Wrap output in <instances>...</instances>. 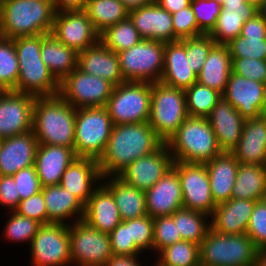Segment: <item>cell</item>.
Returning <instances> with one entry per match:
<instances>
[{"label":"cell","mask_w":266,"mask_h":266,"mask_svg":"<svg viewBox=\"0 0 266 266\" xmlns=\"http://www.w3.org/2000/svg\"><path fill=\"white\" fill-rule=\"evenodd\" d=\"M70 255L75 266H105L113 256L107 233L91 227L83 219L69 222Z\"/></svg>","instance_id":"8fae6325"},{"label":"cell","mask_w":266,"mask_h":266,"mask_svg":"<svg viewBox=\"0 0 266 266\" xmlns=\"http://www.w3.org/2000/svg\"><path fill=\"white\" fill-rule=\"evenodd\" d=\"M41 191L46 204L47 224H68V222L66 223L65 221H68L70 217L72 224L84 218L85 205L74 194L64 189L62 186H45L42 187ZM73 217L75 218L74 220Z\"/></svg>","instance_id":"f1b7e54d"},{"label":"cell","mask_w":266,"mask_h":266,"mask_svg":"<svg viewBox=\"0 0 266 266\" xmlns=\"http://www.w3.org/2000/svg\"><path fill=\"white\" fill-rule=\"evenodd\" d=\"M102 181L112 193L122 221L147 215L144 191L124 182L118 176L102 177Z\"/></svg>","instance_id":"d6a6232c"},{"label":"cell","mask_w":266,"mask_h":266,"mask_svg":"<svg viewBox=\"0 0 266 266\" xmlns=\"http://www.w3.org/2000/svg\"><path fill=\"white\" fill-rule=\"evenodd\" d=\"M231 72L232 58L228 45L215 44L197 75V82L223 94Z\"/></svg>","instance_id":"836d02e7"},{"label":"cell","mask_w":266,"mask_h":266,"mask_svg":"<svg viewBox=\"0 0 266 266\" xmlns=\"http://www.w3.org/2000/svg\"><path fill=\"white\" fill-rule=\"evenodd\" d=\"M125 8L130 11L153 3L155 0H120Z\"/></svg>","instance_id":"be15d7a7"},{"label":"cell","mask_w":266,"mask_h":266,"mask_svg":"<svg viewBox=\"0 0 266 266\" xmlns=\"http://www.w3.org/2000/svg\"><path fill=\"white\" fill-rule=\"evenodd\" d=\"M151 83L125 81L114 86L106 108L114 125L149 122Z\"/></svg>","instance_id":"30bf717a"},{"label":"cell","mask_w":266,"mask_h":266,"mask_svg":"<svg viewBox=\"0 0 266 266\" xmlns=\"http://www.w3.org/2000/svg\"><path fill=\"white\" fill-rule=\"evenodd\" d=\"M114 85L76 68L61 83L59 94L74 108L105 107Z\"/></svg>","instance_id":"4fadbf2b"},{"label":"cell","mask_w":266,"mask_h":266,"mask_svg":"<svg viewBox=\"0 0 266 266\" xmlns=\"http://www.w3.org/2000/svg\"><path fill=\"white\" fill-rule=\"evenodd\" d=\"M188 116L207 118L222 94L196 82L185 90Z\"/></svg>","instance_id":"f35d334b"},{"label":"cell","mask_w":266,"mask_h":266,"mask_svg":"<svg viewBox=\"0 0 266 266\" xmlns=\"http://www.w3.org/2000/svg\"><path fill=\"white\" fill-rule=\"evenodd\" d=\"M10 214L4 228V238L13 242L31 243L41 224L33 219L19 215L15 211Z\"/></svg>","instance_id":"7bdbcfd3"},{"label":"cell","mask_w":266,"mask_h":266,"mask_svg":"<svg viewBox=\"0 0 266 266\" xmlns=\"http://www.w3.org/2000/svg\"><path fill=\"white\" fill-rule=\"evenodd\" d=\"M142 39L129 16L100 34L101 42L115 53L131 48Z\"/></svg>","instance_id":"74e56055"},{"label":"cell","mask_w":266,"mask_h":266,"mask_svg":"<svg viewBox=\"0 0 266 266\" xmlns=\"http://www.w3.org/2000/svg\"><path fill=\"white\" fill-rule=\"evenodd\" d=\"M29 245L31 266H72L69 224L41 225Z\"/></svg>","instance_id":"7c38bea8"},{"label":"cell","mask_w":266,"mask_h":266,"mask_svg":"<svg viewBox=\"0 0 266 266\" xmlns=\"http://www.w3.org/2000/svg\"><path fill=\"white\" fill-rule=\"evenodd\" d=\"M222 97L230 102L244 119L256 118L265 111L266 84L231 72Z\"/></svg>","instance_id":"ac0fdd59"},{"label":"cell","mask_w":266,"mask_h":266,"mask_svg":"<svg viewBox=\"0 0 266 266\" xmlns=\"http://www.w3.org/2000/svg\"><path fill=\"white\" fill-rule=\"evenodd\" d=\"M163 9L173 14L191 4V0H155Z\"/></svg>","instance_id":"91938a15"},{"label":"cell","mask_w":266,"mask_h":266,"mask_svg":"<svg viewBox=\"0 0 266 266\" xmlns=\"http://www.w3.org/2000/svg\"><path fill=\"white\" fill-rule=\"evenodd\" d=\"M154 266H197L200 264L199 245L191 241L176 242L158 253Z\"/></svg>","instance_id":"ab89813d"},{"label":"cell","mask_w":266,"mask_h":266,"mask_svg":"<svg viewBox=\"0 0 266 266\" xmlns=\"http://www.w3.org/2000/svg\"><path fill=\"white\" fill-rule=\"evenodd\" d=\"M242 37H266V21L259 13L247 20L241 29Z\"/></svg>","instance_id":"6f0895ef"},{"label":"cell","mask_w":266,"mask_h":266,"mask_svg":"<svg viewBox=\"0 0 266 266\" xmlns=\"http://www.w3.org/2000/svg\"><path fill=\"white\" fill-rule=\"evenodd\" d=\"M76 108L60 94L36 97L32 131L39 144L74 148Z\"/></svg>","instance_id":"7a4b0ae2"},{"label":"cell","mask_w":266,"mask_h":266,"mask_svg":"<svg viewBox=\"0 0 266 266\" xmlns=\"http://www.w3.org/2000/svg\"><path fill=\"white\" fill-rule=\"evenodd\" d=\"M232 72L266 84V60L254 58H232Z\"/></svg>","instance_id":"f5cc1de1"},{"label":"cell","mask_w":266,"mask_h":266,"mask_svg":"<svg viewBox=\"0 0 266 266\" xmlns=\"http://www.w3.org/2000/svg\"><path fill=\"white\" fill-rule=\"evenodd\" d=\"M84 11L99 34L129 16L120 0H87Z\"/></svg>","instance_id":"d590c367"},{"label":"cell","mask_w":266,"mask_h":266,"mask_svg":"<svg viewBox=\"0 0 266 266\" xmlns=\"http://www.w3.org/2000/svg\"><path fill=\"white\" fill-rule=\"evenodd\" d=\"M245 1L255 5L256 7H259L263 0H245Z\"/></svg>","instance_id":"89a4df30"},{"label":"cell","mask_w":266,"mask_h":266,"mask_svg":"<svg viewBox=\"0 0 266 266\" xmlns=\"http://www.w3.org/2000/svg\"><path fill=\"white\" fill-rule=\"evenodd\" d=\"M164 142L148 122L114 125L98 160L102 177L117 176L132 162L155 152Z\"/></svg>","instance_id":"6da1fadb"},{"label":"cell","mask_w":266,"mask_h":266,"mask_svg":"<svg viewBox=\"0 0 266 266\" xmlns=\"http://www.w3.org/2000/svg\"><path fill=\"white\" fill-rule=\"evenodd\" d=\"M252 266H266V252L265 253H261L256 260L254 261V263L252 264Z\"/></svg>","instance_id":"03108f58"},{"label":"cell","mask_w":266,"mask_h":266,"mask_svg":"<svg viewBox=\"0 0 266 266\" xmlns=\"http://www.w3.org/2000/svg\"><path fill=\"white\" fill-rule=\"evenodd\" d=\"M255 200L234 199L218 204L210 217L211 228L221 234H246Z\"/></svg>","instance_id":"4316f807"},{"label":"cell","mask_w":266,"mask_h":266,"mask_svg":"<svg viewBox=\"0 0 266 266\" xmlns=\"http://www.w3.org/2000/svg\"><path fill=\"white\" fill-rule=\"evenodd\" d=\"M190 5L199 30L203 34H209L216 25L221 4L215 0H193Z\"/></svg>","instance_id":"681fc988"},{"label":"cell","mask_w":266,"mask_h":266,"mask_svg":"<svg viewBox=\"0 0 266 266\" xmlns=\"http://www.w3.org/2000/svg\"><path fill=\"white\" fill-rule=\"evenodd\" d=\"M8 91H10L0 80V95L7 93Z\"/></svg>","instance_id":"a7ac6f4b"},{"label":"cell","mask_w":266,"mask_h":266,"mask_svg":"<svg viewBox=\"0 0 266 266\" xmlns=\"http://www.w3.org/2000/svg\"><path fill=\"white\" fill-rule=\"evenodd\" d=\"M262 252L247 234H221L211 227L199 245L202 266H252Z\"/></svg>","instance_id":"8992f818"},{"label":"cell","mask_w":266,"mask_h":266,"mask_svg":"<svg viewBox=\"0 0 266 266\" xmlns=\"http://www.w3.org/2000/svg\"><path fill=\"white\" fill-rule=\"evenodd\" d=\"M174 42L203 34L197 25L191 5L172 14Z\"/></svg>","instance_id":"f907efd6"},{"label":"cell","mask_w":266,"mask_h":266,"mask_svg":"<svg viewBox=\"0 0 266 266\" xmlns=\"http://www.w3.org/2000/svg\"><path fill=\"white\" fill-rule=\"evenodd\" d=\"M129 243H134L141 251H153V218L148 214L139 218L128 219Z\"/></svg>","instance_id":"7dc6e473"},{"label":"cell","mask_w":266,"mask_h":266,"mask_svg":"<svg viewBox=\"0 0 266 266\" xmlns=\"http://www.w3.org/2000/svg\"><path fill=\"white\" fill-rule=\"evenodd\" d=\"M35 98L13 90L0 95V140L32 130Z\"/></svg>","instance_id":"e0dca14e"},{"label":"cell","mask_w":266,"mask_h":266,"mask_svg":"<svg viewBox=\"0 0 266 266\" xmlns=\"http://www.w3.org/2000/svg\"><path fill=\"white\" fill-rule=\"evenodd\" d=\"M183 194V208L212 216L217 206L212 198L205 164L174 161Z\"/></svg>","instance_id":"5bb4252c"},{"label":"cell","mask_w":266,"mask_h":266,"mask_svg":"<svg viewBox=\"0 0 266 266\" xmlns=\"http://www.w3.org/2000/svg\"><path fill=\"white\" fill-rule=\"evenodd\" d=\"M19 202L20 198L13 176L0 175V206H4L12 212L16 210Z\"/></svg>","instance_id":"9f6ffc18"},{"label":"cell","mask_w":266,"mask_h":266,"mask_svg":"<svg viewBox=\"0 0 266 266\" xmlns=\"http://www.w3.org/2000/svg\"><path fill=\"white\" fill-rule=\"evenodd\" d=\"M138 258L140 257L112 256L105 266H142Z\"/></svg>","instance_id":"94428289"},{"label":"cell","mask_w":266,"mask_h":266,"mask_svg":"<svg viewBox=\"0 0 266 266\" xmlns=\"http://www.w3.org/2000/svg\"><path fill=\"white\" fill-rule=\"evenodd\" d=\"M231 198L255 201L265 199L266 165L239 163Z\"/></svg>","instance_id":"e575fe53"},{"label":"cell","mask_w":266,"mask_h":266,"mask_svg":"<svg viewBox=\"0 0 266 266\" xmlns=\"http://www.w3.org/2000/svg\"><path fill=\"white\" fill-rule=\"evenodd\" d=\"M188 117L185 91L161 81L151 83L149 125L164 142L177 132Z\"/></svg>","instance_id":"52a82bcc"},{"label":"cell","mask_w":266,"mask_h":266,"mask_svg":"<svg viewBox=\"0 0 266 266\" xmlns=\"http://www.w3.org/2000/svg\"><path fill=\"white\" fill-rule=\"evenodd\" d=\"M223 11L231 12H258V7L245 1L240 5L235 6H221Z\"/></svg>","instance_id":"6125c7cd"},{"label":"cell","mask_w":266,"mask_h":266,"mask_svg":"<svg viewBox=\"0 0 266 266\" xmlns=\"http://www.w3.org/2000/svg\"><path fill=\"white\" fill-rule=\"evenodd\" d=\"M174 160L169 147L163 143L155 152L138 158L117 176L124 182L146 192L171 168Z\"/></svg>","instance_id":"2e32d148"},{"label":"cell","mask_w":266,"mask_h":266,"mask_svg":"<svg viewBox=\"0 0 266 266\" xmlns=\"http://www.w3.org/2000/svg\"><path fill=\"white\" fill-rule=\"evenodd\" d=\"M205 165L213 201L216 205L229 201L236 181L238 160L231 152H222Z\"/></svg>","instance_id":"4dcf8cb0"},{"label":"cell","mask_w":266,"mask_h":266,"mask_svg":"<svg viewBox=\"0 0 266 266\" xmlns=\"http://www.w3.org/2000/svg\"><path fill=\"white\" fill-rule=\"evenodd\" d=\"M19 61V76L13 91L35 97L59 94L60 83L41 58V34L13 38Z\"/></svg>","instance_id":"277c9868"},{"label":"cell","mask_w":266,"mask_h":266,"mask_svg":"<svg viewBox=\"0 0 266 266\" xmlns=\"http://www.w3.org/2000/svg\"><path fill=\"white\" fill-rule=\"evenodd\" d=\"M55 13L52 0H2L0 36L13 39L50 34Z\"/></svg>","instance_id":"3957f363"},{"label":"cell","mask_w":266,"mask_h":266,"mask_svg":"<svg viewBox=\"0 0 266 266\" xmlns=\"http://www.w3.org/2000/svg\"><path fill=\"white\" fill-rule=\"evenodd\" d=\"M258 12H229L220 10L215 27L209 36L216 44H228L241 34L243 24Z\"/></svg>","instance_id":"60d3db41"},{"label":"cell","mask_w":266,"mask_h":266,"mask_svg":"<svg viewBox=\"0 0 266 266\" xmlns=\"http://www.w3.org/2000/svg\"><path fill=\"white\" fill-rule=\"evenodd\" d=\"M56 12L84 10L87 0H52Z\"/></svg>","instance_id":"680465c9"},{"label":"cell","mask_w":266,"mask_h":266,"mask_svg":"<svg viewBox=\"0 0 266 266\" xmlns=\"http://www.w3.org/2000/svg\"><path fill=\"white\" fill-rule=\"evenodd\" d=\"M113 126L106 107L76 109L74 137L76 156L98 161L105 151Z\"/></svg>","instance_id":"ba28073f"},{"label":"cell","mask_w":266,"mask_h":266,"mask_svg":"<svg viewBox=\"0 0 266 266\" xmlns=\"http://www.w3.org/2000/svg\"><path fill=\"white\" fill-rule=\"evenodd\" d=\"M246 234L262 253L266 252V198L256 201Z\"/></svg>","instance_id":"c3c4849f"},{"label":"cell","mask_w":266,"mask_h":266,"mask_svg":"<svg viewBox=\"0 0 266 266\" xmlns=\"http://www.w3.org/2000/svg\"><path fill=\"white\" fill-rule=\"evenodd\" d=\"M51 34L77 52L95 45L100 40V34L94 29L84 10L56 12Z\"/></svg>","instance_id":"9a60e30c"},{"label":"cell","mask_w":266,"mask_h":266,"mask_svg":"<svg viewBox=\"0 0 266 266\" xmlns=\"http://www.w3.org/2000/svg\"><path fill=\"white\" fill-rule=\"evenodd\" d=\"M108 235L113 256L136 257L142 254L134 243H129L128 219L120 222Z\"/></svg>","instance_id":"816d5d0a"},{"label":"cell","mask_w":266,"mask_h":266,"mask_svg":"<svg viewBox=\"0 0 266 266\" xmlns=\"http://www.w3.org/2000/svg\"><path fill=\"white\" fill-rule=\"evenodd\" d=\"M258 13L266 21V0H263L260 6L258 7Z\"/></svg>","instance_id":"003e7915"},{"label":"cell","mask_w":266,"mask_h":266,"mask_svg":"<svg viewBox=\"0 0 266 266\" xmlns=\"http://www.w3.org/2000/svg\"><path fill=\"white\" fill-rule=\"evenodd\" d=\"M20 201L27 199L42 190L35 166L21 169L13 175Z\"/></svg>","instance_id":"db71d44e"},{"label":"cell","mask_w":266,"mask_h":266,"mask_svg":"<svg viewBox=\"0 0 266 266\" xmlns=\"http://www.w3.org/2000/svg\"><path fill=\"white\" fill-rule=\"evenodd\" d=\"M182 241L172 216H159L153 218V251L162 249Z\"/></svg>","instance_id":"bcb514c9"},{"label":"cell","mask_w":266,"mask_h":266,"mask_svg":"<svg viewBox=\"0 0 266 266\" xmlns=\"http://www.w3.org/2000/svg\"><path fill=\"white\" fill-rule=\"evenodd\" d=\"M207 119L222 152H232L242 135L245 119L223 97L217 102Z\"/></svg>","instance_id":"603a6c76"},{"label":"cell","mask_w":266,"mask_h":266,"mask_svg":"<svg viewBox=\"0 0 266 266\" xmlns=\"http://www.w3.org/2000/svg\"><path fill=\"white\" fill-rule=\"evenodd\" d=\"M75 158L74 148L38 144L34 166L41 186L59 185L63 173Z\"/></svg>","instance_id":"d4e9b609"},{"label":"cell","mask_w":266,"mask_h":266,"mask_svg":"<svg viewBox=\"0 0 266 266\" xmlns=\"http://www.w3.org/2000/svg\"><path fill=\"white\" fill-rule=\"evenodd\" d=\"M77 68L84 73L106 79L114 86L125 82L117 53L108 49L101 40L78 52Z\"/></svg>","instance_id":"cb8c5ba5"},{"label":"cell","mask_w":266,"mask_h":266,"mask_svg":"<svg viewBox=\"0 0 266 266\" xmlns=\"http://www.w3.org/2000/svg\"><path fill=\"white\" fill-rule=\"evenodd\" d=\"M239 163L266 165V117L245 119L242 135L231 152Z\"/></svg>","instance_id":"484cf974"},{"label":"cell","mask_w":266,"mask_h":266,"mask_svg":"<svg viewBox=\"0 0 266 266\" xmlns=\"http://www.w3.org/2000/svg\"><path fill=\"white\" fill-rule=\"evenodd\" d=\"M171 216L177 225L181 239L198 245L201 244L211 227L210 220L207 219L210 216L191 209L180 208L173 212Z\"/></svg>","instance_id":"8d00e7d4"},{"label":"cell","mask_w":266,"mask_h":266,"mask_svg":"<svg viewBox=\"0 0 266 266\" xmlns=\"http://www.w3.org/2000/svg\"><path fill=\"white\" fill-rule=\"evenodd\" d=\"M101 181L102 174L98 161L91 158L77 157L63 173L59 185L74 194L86 205Z\"/></svg>","instance_id":"7402d4cb"},{"label":"cell","mask_w":266,"mask_h":266,"mask_svg":"<svg viewBox=\"0 0 266 266\" xmlns=\"http://www.w3.org/2000/svg\"><path fill=\"white\" fill-rule=\"evenodd\" d=\"M33 131L0 140V175L13 176L33 166L38 148Z\"/></svg>","instance_id":"ffe728a7"},{"label":"cell","mask_w":266,"mask_h":266,"mask_svg":"<svg viewBox=\"0 0 266 266\" xmlns=\"http://www.w3.org/2000/svg\"><path fill=\"white\" fill-rule=\"evenodd\" d=\"M189 65L186 47L181 40L165 43L164 68L160 81L185 91L197 82V75Z\"/></svg>","instance_id":"f546056e"},{"label":"cell","mask_w":266,"mask_h":266,"mask_svg":"<svg viewBox=\"0 0 266 266\" xmlns=\"http://www.w3.org/2000/svg\"><path fill=\"white\" fill-rule=\"evenodd\" d=\"M221 4V6H235L245 2V0H215Z\"/></svg>","instance_id":"e7e4bbea"},{"label":"cell","mask_w":266,"mask_h":266,"mask_svg":"<svg viewBox=\"0 0 266 266\" xmlns=\"http://www.w3.org/2000/svg\"><path fill=\"white\" fill-rule=\"evenodd\" d=\"M145 195L146 211L152 218L170 216L176 210L183 208L181 183L174 168L147 190Z\"/></svg>","instance_id":"d6986e66"},{"label":"cell","mask_w":266,"mask_h":266,"mask_svg":"<svg viewBox=\"0 0 266 266\" xmlns=\"http://www.w3.org/2000/svg\"><path fill=\"white\" fill-rule=\"evenodd\" d=\"M263 115L266 117V107H265V111H264Z\"/></svg>","instance_id":"2644e50d"},{"label":"cell","mask_w":266,"mask_h":266,"mask_svg":"<svg viewBox=\"0 0 266 266\" xmlns=\"http://www.w3.org/2000/svg\"><path fill=\"white\" fill-rule=\"evenodd\" d=\"M15 212L24 217L33 219L41 225L47 224L46 204L42 191L20 201Z\"/></svg>","instance_id":"11a10c76"},{"label":"cell","mask_w":266,"mask_h":266,"mask_svg":"<svg viewBox=\"0 0 266 266\" xmlns=\"http://www.w3.org/2000/svg\"><path fill=\"white\" fill-rule=\"evenodd\" d=\"M18 76L19 61L14 40L0 36V80L9 90H14Z\"/></svg>","instance_id":"b9f144b4"},{"label":"cell","mask_w":266,"mask_h":266,"mask_svg":"<svg viewBox=\"0 0 266 266\" xmlns=\"http://www.w3.org/2000/svg\"><path fill=\"white\" fill-rule=\"evenodd\" d=\"M83 220L100 232L111 233L122 222L112 193L101 183L85 205Z\"/></svg>","instance_id":"83f0119b"},{"label":"cell","mask_w":266,"mask_h":266,"mask_svg":"<svg viewBox=\"0 0 266 266\" xmlns=\"http://www.w3.org/2000/svg\"><path fill=\"white\" fill-rule=\"evenodd\" d=\"M164 49V42L142 39L131 48L117 53L124 81H160L164 68Z\"/></svg>","instance_id":"9c48e42d"},{"label":"cell","mask_w":266,"mask_h":266,"mask_svg":"<svg viewBox=\"0 0 266 266\" xmlns=\"http://www.w3.org/2000/svg\"><path fill=\"white\" fill-rule=\"evenodd\" d=\"M227 45L231 58L266 60V37H242L239 35Z\"/></svg>","instance_id":"f6af8a7d"},{"label":"cell","mask_w":266,"mask_h":266,"mask_svg":"<svg viewBox=\"0 0 266 266\" xmlns=\"http://www.w3.org/2000/svg\"><path fill=\"white\" fill-rule=\"evenodd\" d=\"M129 17L143 39L174 42L172 14L156 1L130 10Z\"/></svg>","instance_id":"44dd1931"},{"label":"cell","mask_w":266,"mask_h":266,"mask_svg":"<svg viewBox=\"0 0 266 266\" xmlns=\"http://www.w3.org/2000/svg\"><path fill=\"white\" fill-rule=\"evenodd\" d=\"M40 54L43 62L59 83L77 68L78 52L62 44L51 33L41 34Z\"/></svg>","instance_id":"1f68e13d"},{"label":"cell","mask_w":266,"mask_h":266,"mask_svg":"<svg viewBox=\"0 0 266 266\" xmlns=\"http://www.w3.org/2000/svg\"><path fill=\"white\" fill-rule=\"evenodd\" d=\"M174 161L205 164L222 153L207 118L188 116L166 143Z\"/></svg>","instance_id":"5b68a950"},{"label":"cell","mask_w":266,"mask_h":266,"mask_svg":"<svg viewBox=\"0 0 266 266\" xmlns=\"http://www.w3.org/2000/svg\"><path fill=\"white\" fill-rule=\"evenodd\" d=\"M186 47L189 67L198 75L211 48L216 44L209 34H201L181 40Z\"/></svg>","instance_id":"ee69618b"}]
</instances>
